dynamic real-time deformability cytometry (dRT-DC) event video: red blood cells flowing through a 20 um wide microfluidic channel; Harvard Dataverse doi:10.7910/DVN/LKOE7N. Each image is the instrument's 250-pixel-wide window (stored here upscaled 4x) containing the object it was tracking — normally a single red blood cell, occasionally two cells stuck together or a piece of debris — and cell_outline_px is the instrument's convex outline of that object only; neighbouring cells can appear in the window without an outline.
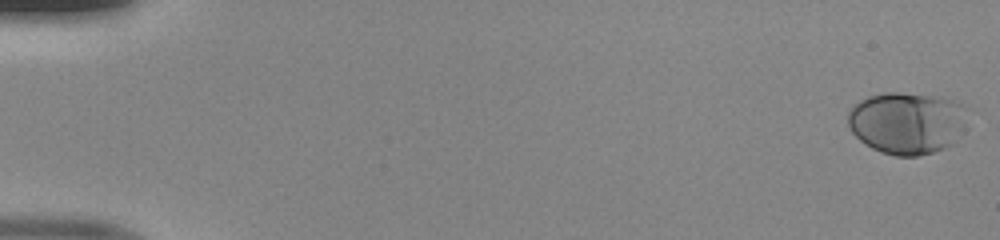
{"species": "human", "species_latin": "Homo sapiens", "temperature_condition": "room temperature", "stored_images_in_passage": 50, "camera_frame_rate_fps": 3000, "um_per_image_px": 0.085, "donor": {"sex": "male"}, "frame": {"image": 1, "passage_image": 1, "time_ms": 0.0, "image_size_px": [1000, 240], "cell_outline_px": [[968, 108], [952, 144], [944, 148], [932, 152], [916, 156], [896, 156], [880, 152], [864, 144], [852, 132], [848, 124], [848, 112], [860, 100], [868, 96], [884, 92], [896, 92], [932, 96], [952, 100], [964, 104]], "centroid_in_image_um": [77.03, 10.44], "position_along_channel_um": 8.0, "area_um2": 42.71}}
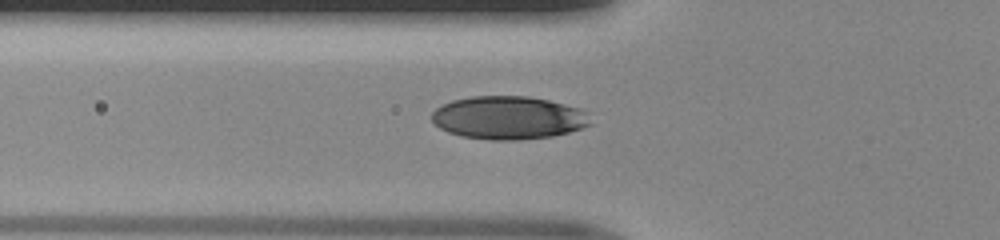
{"frame": {"image": 2, "passage_image": 19, "time_ms": 6.0, "image_size_px": [1000, 240], "cell_outline_px": [[592, 124], [568, 132], [552, 136], [520, 140], [488, 140], [460, 136], [448, 132], [440, 128], [432, 120], [432, 112], [436, 108], [452, 100], [472, 96], [528, 96], [548, 100], [580, 108], [588, 112]], "centroid_in_image_um": [43.22, 10.01], "position_along_channel_um": 82.6, "area_um2": 40.0}}
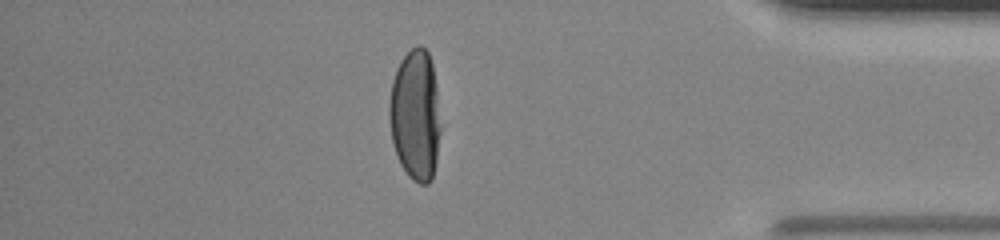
{"frame": {"image": 3, "passage_image": 44, "time_ms": 14.333, "image_size_px": [1000, 240], "cell_outline_px": [[440, 132], [436, 160], [432, 180], [428, 184], [420, 184], [412, 180], [408, 176], [400, 164], [392, 140], [388, 116], [388, 104], [392, 80], [396, 68], [400, 60], [416, 44], [420, 44], [428, 52], [432, 64], [436, 84], [440, 124]], "centroid_in_image_um": [35.29, 9.78], "position_along_channel_um": 399.9, "area_um2": 39.48}}